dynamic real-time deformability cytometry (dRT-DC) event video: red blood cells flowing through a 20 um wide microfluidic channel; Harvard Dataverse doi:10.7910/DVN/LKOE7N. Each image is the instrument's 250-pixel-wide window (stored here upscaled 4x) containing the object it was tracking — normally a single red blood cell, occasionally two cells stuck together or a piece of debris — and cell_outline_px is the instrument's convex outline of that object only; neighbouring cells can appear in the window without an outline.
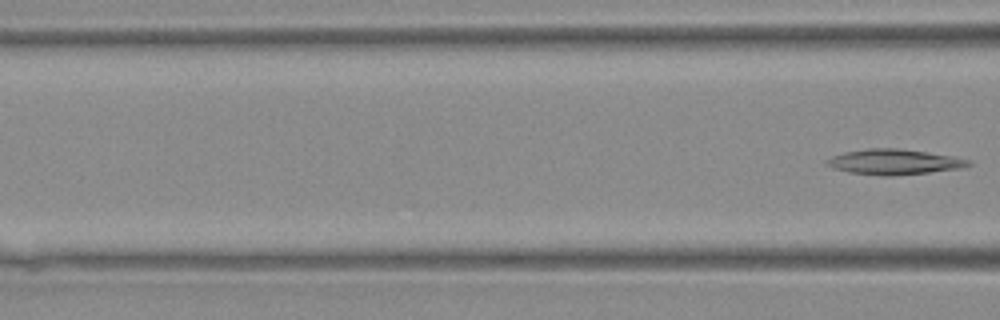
{"species": "Egyptian fruit bat (a non-hibernating species)", "species_latin": "Rousettus aegyptiacus", "temperature_condition": "warm", "stored_images_in_passage": 9, "camera_frame_rate_fps": 3000, "um_per_image_px": 0.085, "animal": {"sex": "female"}, "frame": {"image": 1, "passage_image": 9, "time_ms": 2.667, "image_size_px": [1000, 320], "cell_outline_px": [[972, 164], [964, 168], [892, 176], [884, 176], [848, 172], [832, 168], [828, 164], [828, 160], [832, 156], [844, 152], [868, 148], [896, 148], [952, 156], [972, 160]], "centroid_in_image_um": [76.03, 13.76], "position_along_channel_um": 90.6, "area_um2": 20.75}}